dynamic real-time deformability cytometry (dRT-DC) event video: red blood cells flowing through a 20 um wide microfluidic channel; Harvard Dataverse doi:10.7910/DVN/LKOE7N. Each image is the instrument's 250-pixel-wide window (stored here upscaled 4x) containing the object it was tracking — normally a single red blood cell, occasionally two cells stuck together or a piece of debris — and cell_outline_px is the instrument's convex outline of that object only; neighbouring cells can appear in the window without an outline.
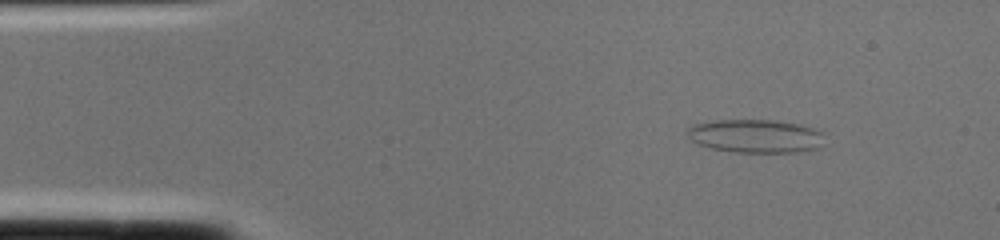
{"species": "common noctule bat (a hibernating species)", "species_latin": "Nyctalus noctula", "temperature_condition": "cold", "stored_images_in_passage": 2, "camera_frame_rate_fps": 3000, "um_per_image_px": 0.085, "animal": {"sex": "female", "body_mass_g": 22.0, "forearm_length_mm": 56.7}, "frame": {"image": 1, "passage_image": 2, "time_ms": 0.333, "image_size_px": [1000, 240], "cell_outline_px": [[820, 132], [816, 148], [796, 152], [732, 152], [712, 148], [696, 144], [684, 132], [692, 124], [712, 120], [772, 120], [800, 124], [812, 128]], "centroid_in_image_um": [64.06, 11.55], "position_along_channel_um": 20.9, "area_um2": 26.36}}